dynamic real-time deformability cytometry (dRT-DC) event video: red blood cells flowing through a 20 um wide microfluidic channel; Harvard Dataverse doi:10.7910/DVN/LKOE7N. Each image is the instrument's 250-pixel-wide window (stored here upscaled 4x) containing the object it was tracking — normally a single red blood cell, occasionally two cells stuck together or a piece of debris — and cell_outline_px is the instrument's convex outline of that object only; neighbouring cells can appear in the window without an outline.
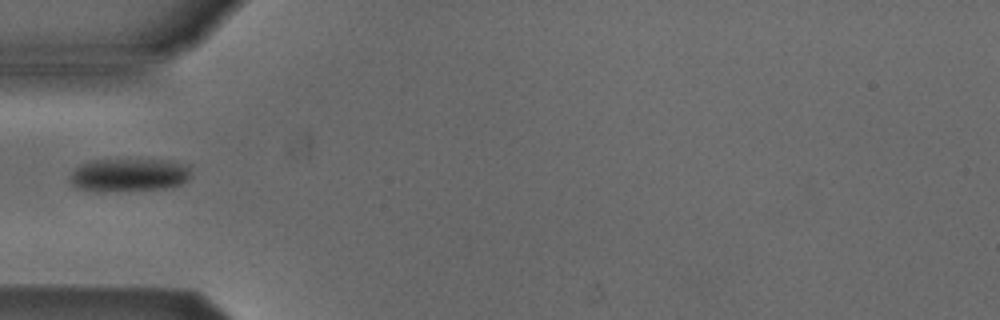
{"species": "Egyptian fruit bat (a non-hibernating species)", "species_latin": "Rousettus aegyptiacus", "temperature_condition": "cold", "stored_images_in_passage": 4, "camera_frame_rate_fps": 3000, "um_per_image_px": 0.085, "animal": {"sex": "male"}, "frame": {"image": 1, "passage_image": 1, "time_ms": 0.0, "image_size_px": [1000, 320], "cell_outline_px": [[192, 176], [188, 180], [180, 184], [164, 188], [104, 192], [96, 192], [76, 188], [68, 180], [72, 172], [80, 164], [92, 160], [172, 160], [188, 164]], "centroid_in_image_um": [10.96, 14.88], "position_along_channel_um": 74.0, "area_um2": 23.76}}
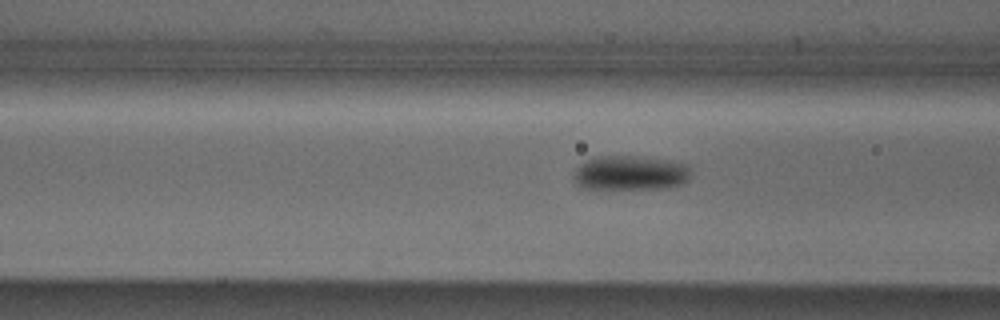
{"frame": {"image": 2, "passage_image": 4, "time_ms": 1.0, "image_size_px": [1000, 320], "cell_outline_px": [[688, 180], [684, 184], [668, 188], [580, 188], [576, 180], [576, 168], [588, 160], [600, 156], [628, 156], [668, 160], [688, 164]], "centroid_in_image_um": [53.63, 14.71], "position_along_channel_um": 113.0, "area_um2": 23.06}}